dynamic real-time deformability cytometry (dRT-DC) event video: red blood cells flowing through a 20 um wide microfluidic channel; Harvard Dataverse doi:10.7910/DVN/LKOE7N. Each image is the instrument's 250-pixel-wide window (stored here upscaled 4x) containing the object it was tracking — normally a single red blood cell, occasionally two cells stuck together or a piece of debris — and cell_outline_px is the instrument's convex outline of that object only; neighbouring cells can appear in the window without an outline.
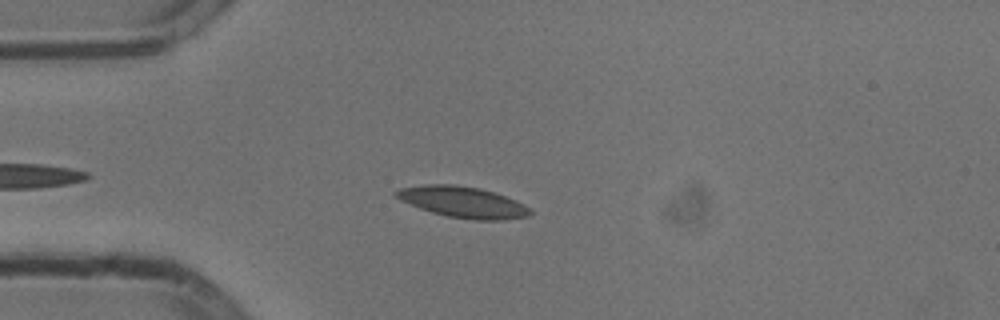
{"species": "common noctule bat (a hibernating species)", "species_latin": "Nyctalus noctula", "temperature_condition": "cold", "stored_images_in_passage": 43, "camera_frame_rate_fps": 3000, "um_per_image_px": 0.085, "animal": {"sex": "male", "body_mass_g": 13.3}, "frame": {"image": 1, "passage_image": 6, "time_ms": 1.667, "image_size_px": [1000, 320], "cell_outline_px": [[532, 212], [528, 216], [500, 220], [476, 220], [448, 216], [432, 212], [420, 208], [400, 200], [392, 192], [400, 188], [424, 184], [452, 184], [480, 188], [516, 200], [524, 204]], "centroid_in_image_um": [39.31, 17.17], "position_along_channel_um": 45.7, "area_um2": 24.04}}
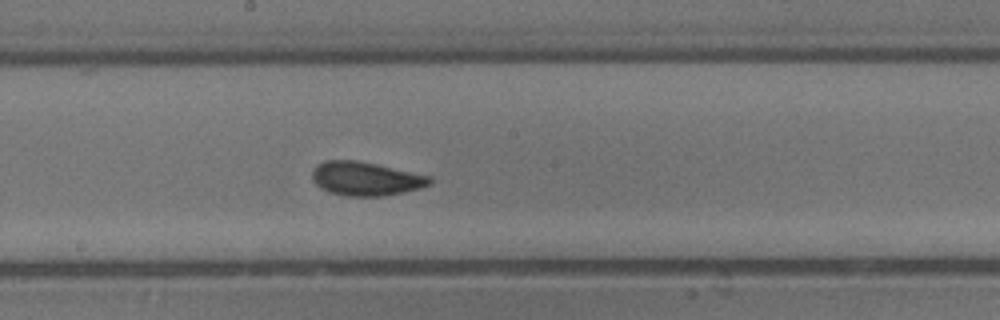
{"frame": {"image": 2, "passage_image": 21, "time_ms": 6.667, "image_size_px": [1000, 320], "cell_outline_px": [[432, 184], [420, 188], [404, 192], [384, 196], [348, 196], [328, 192], [320, 188], [312, 180], [312, 172], [316, 164], [324, 160], [356, 160], [376, 164], [432, 176]], "centroid_in_image_um": [31.08, 15.19], "position_along_channel_um": 217.1, "area_um2": 23.35}}
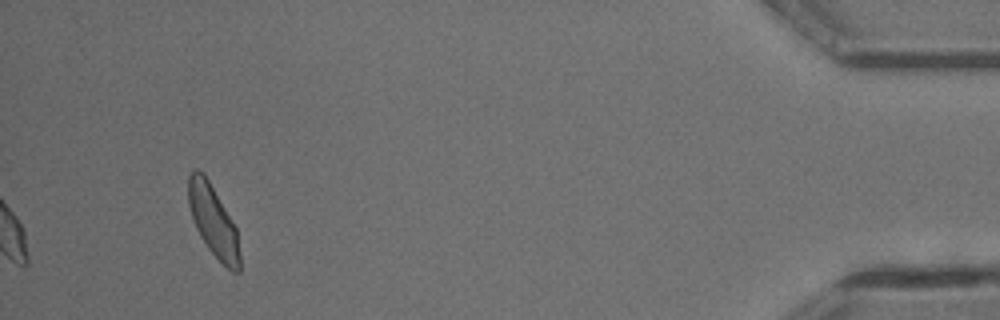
{"frame": {"image": 3, "passage_image": 43, "time_ms": 14.0, "image_size_px": [1000, 320], "cell_outline_px": [[240, 272], [232, 272], [208, 248], [200, 236], [196, 228], [188, 204], [188, 176], [196, 168], [204, 172], [236, 228], [240, 256]], "centroid_in_image_um": [18.11, 18.76], "position_along_channel_um": 417.1, "area_um2": 20.98}, "authors_computed_cell_mechanics": {"area_um2": 22.3108, "velocity_mm_per_s": 3.7604, "shape_relaxation_time_tau1_ms": 3.7931, "shape_relaxation_time_tau2_ms": 1.3394, "deformation_change_tau1": 0.1061, "deformation_change_tau2": 0.075}}